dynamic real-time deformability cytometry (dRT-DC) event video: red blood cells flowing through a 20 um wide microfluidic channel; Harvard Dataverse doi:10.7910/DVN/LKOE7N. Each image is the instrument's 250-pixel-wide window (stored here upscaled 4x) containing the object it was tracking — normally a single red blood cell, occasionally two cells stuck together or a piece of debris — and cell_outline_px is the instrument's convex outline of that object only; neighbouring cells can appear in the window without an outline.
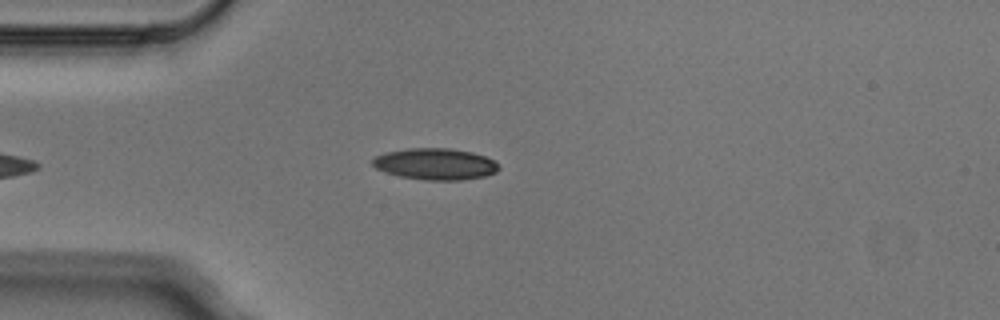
{"species": "Egyptian fruit bat (a non-hibernating species)", "species_latin": "Rousettus aegyptiacus", "temperature_condition": "cold", "stored_images_in_passage": 4, "camera_frame_rate_fps": 3000, "um_per_image_px": 0.085, "animal": {"sex": "male"}, "frame": {"image": 1, "passage_image": 4, "time_ms": 1.0, "image_size_px": [1000, 320], "cell_outline_px": [[500, 168], [496, 172], [484, 176], [460, 180], [424, 180], [400, 176], [384, 172], [376, 168], [372, 164], [372, 160], [376, 156], [384, 152], [408, 148], [452, 148], [472, 152], [484, 156], [492, 160]], "centroid_in_image_um": [36.97, 13.93], "position_along_channel_um": 48.0, "area_um2": 23.12}}